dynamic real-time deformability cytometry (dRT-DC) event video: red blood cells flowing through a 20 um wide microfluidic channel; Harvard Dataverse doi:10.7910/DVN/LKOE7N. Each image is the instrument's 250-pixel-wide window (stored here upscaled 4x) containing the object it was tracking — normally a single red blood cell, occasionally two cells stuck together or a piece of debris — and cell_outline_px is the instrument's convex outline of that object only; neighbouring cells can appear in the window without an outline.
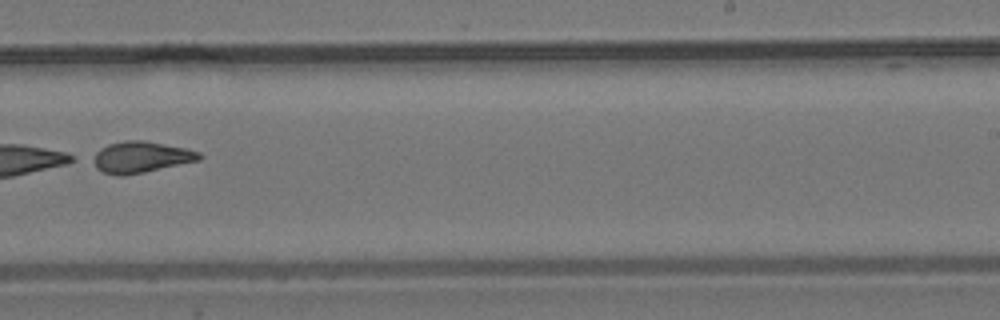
{"species": "common noctule bat (a hibernating species)", "species_latin": "Nyctalus noctula", "temperature_condition": "room temperature", "stored_images_in_passage": 11, "camera_frame_rate_fps": 3000, "um_per_image_px": 0.085, "animal": {"sex": "male", "body_mass_g": 19.2, "forearm_length_mm": 51.8}, "frame": {"image": 1, "passage_image": 7, "time_ms": 8.333, "image_size_px": [1000, 320], "cell_outline_px": [[204, 156], [200, 160], [144, 172], [124, 176], [116, 176], [104, 172], [96, 168], [88, 160], [100, 148], [108, 144], [124, 140], [144, 140], [188, 148], [200, 152]], "centroid_in_image_um": [11.95, 13.35], "position_along_channel_um": 277.1, "area_um2": 19.77}, "authors_computed_cell_mechanics": {"area_um2": 17.6868, "velocity_mm_per_s": 3.8142, "shape_relaxation_time_tau1_ms": null, "shape_relaxation_time_tau2_ms": 2.2876, "deformation_change_tau1": null, "deformation_change_tau2": 0.0904}}